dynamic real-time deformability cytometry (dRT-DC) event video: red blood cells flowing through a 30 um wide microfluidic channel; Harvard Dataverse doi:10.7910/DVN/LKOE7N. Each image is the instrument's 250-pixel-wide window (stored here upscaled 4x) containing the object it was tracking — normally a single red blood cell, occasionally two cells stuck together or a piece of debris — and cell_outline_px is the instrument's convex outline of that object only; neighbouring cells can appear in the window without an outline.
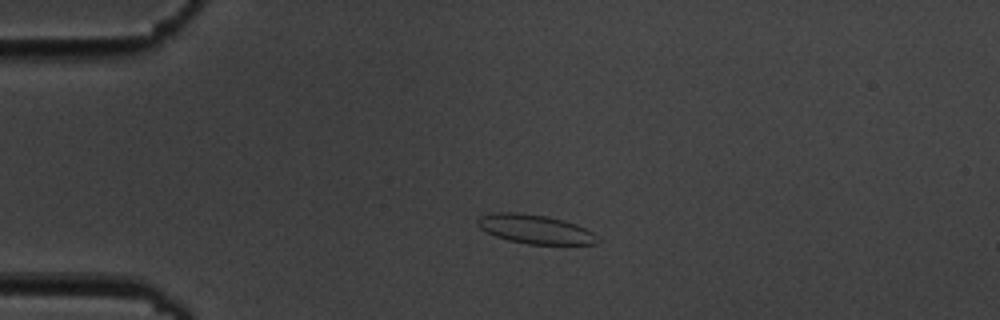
{"species": "common noctule bat (a hibernating species)", "species_latin": "Nyctalus noctula", "temperature_condition": "cold", "stored_images_in_passage": 4, "camera_frame_rate_fps": 3000, "um_per_image_px": 0.085, "animal": {"sex": "male", "body_mass_g": 19.5, "forearm_length_mm": 54.6}, "frame": {"image": 1, "passage_image": 3, "time_ms": 2.333, "image_size_px": [1000, 320], "cell_outline_px": [[600, 240], [596, 244], [528, 244], [508, 240], [496, 236], [480, 228], [476, 224], [476, 220], [480, 216], [492, 212], [520, 212], [548, 216], [576, 224], [592, 232]], "centroid_in_image_um": [45.45, 19.47], "position_along_channel_um": 39.5, "area_um2": 20.29}}